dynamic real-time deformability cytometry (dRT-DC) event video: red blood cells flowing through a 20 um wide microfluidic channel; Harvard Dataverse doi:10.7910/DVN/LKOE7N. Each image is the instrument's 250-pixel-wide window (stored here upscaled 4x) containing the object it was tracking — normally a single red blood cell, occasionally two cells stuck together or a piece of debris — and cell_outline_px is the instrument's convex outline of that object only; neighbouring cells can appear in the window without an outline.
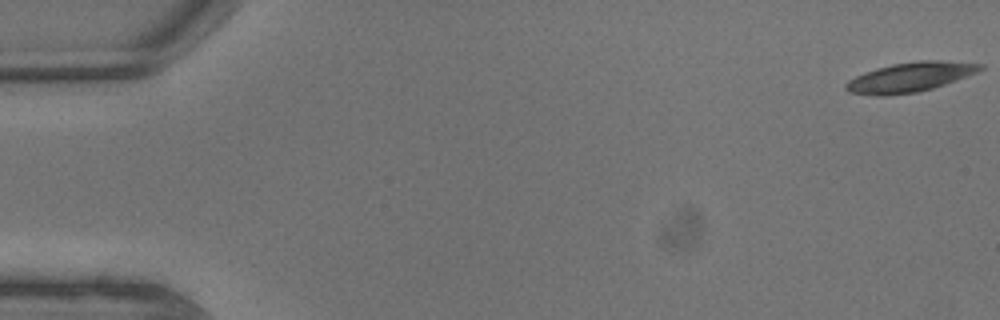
{"species": "common noctule bat (a hibernating species)", "species_latin": "Nyctalus noctula", "temperature_condition": "warm", "stored_images_in_passage": 8, "camera_frame_rate_fps": 3000, "um_per_image_px": 0.085, "animal": {"sex": "male", "body_mass_g": 13.3}, "frame": {"image": 1, "passage_image": 1, "time_ms": 0.0, "image_size_px": [1000, 320], "cell_outline_px": [[984, 68], [968, 76], [932, 88], [916, 92], [888, 96], [876, 96], [848, 92], [844, 88], [844, 84], [848, 80], [856, 76], [876, 68], [892, 64], [920, 60], [940, 60], [984, 64]], "centroid_in_image_um": [77.33, 6.56], "position_along_channel_um": 7.7, "area_um2": 23.18}}
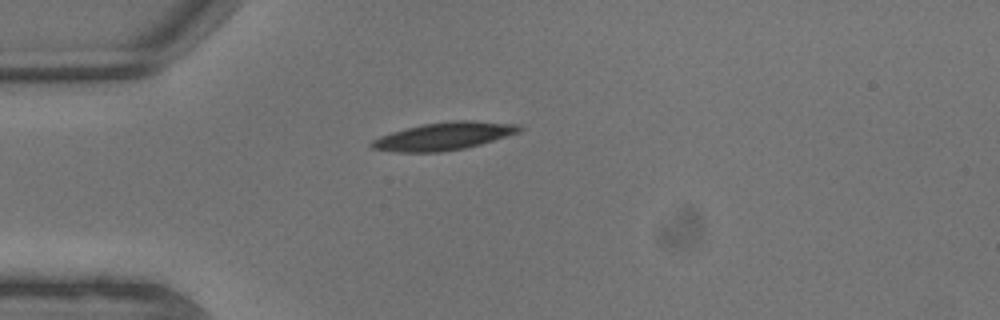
{"frame": {"image": 2, "passage_image": 6, "time_ms": 1.667, "image_size_px": [1000, 320], "cell_outline_px": [[524, 128], [520, 132], [480, 144], [464, 148], [444, 152], [396, 152], [372, 148], [368, 144], [372, 140], [380, 136], [392, 132], [424, 124], [452, 120], [472, 120], [520, 124]], "centroid_in_image_um": [37.76, 11.57], "position_along_channel_um": 47.2, "area_um2": 23.87}}
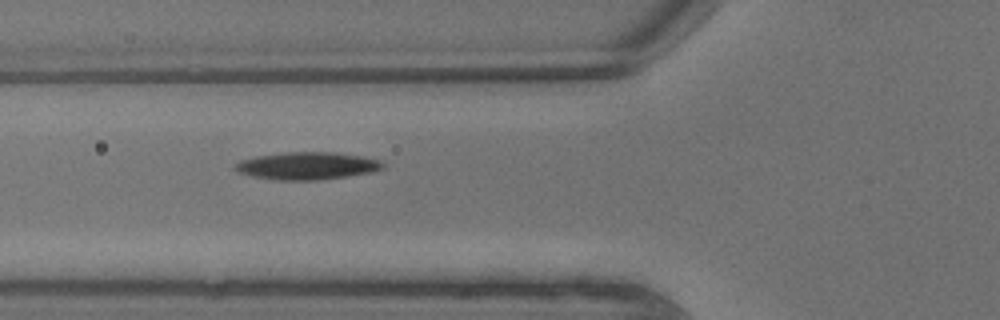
{"frame": {"image": 3, "passage_image": 8, "time_ms": 2.333, "image_size_px": [1000, 320], "cell_outline_px": [[388, 164], [384, 168], [372, 172], [320, 180], [276, 180], [252, 176], [240, 172], [232, 168], [240, 160], [256, 156], [288, 152], [332, 152], [364, 156], [380, 160]], "centroid_in_image_um": [26.15, 14.09], "position_along_channel_um": 99.6, "area_um2": 23.76}}